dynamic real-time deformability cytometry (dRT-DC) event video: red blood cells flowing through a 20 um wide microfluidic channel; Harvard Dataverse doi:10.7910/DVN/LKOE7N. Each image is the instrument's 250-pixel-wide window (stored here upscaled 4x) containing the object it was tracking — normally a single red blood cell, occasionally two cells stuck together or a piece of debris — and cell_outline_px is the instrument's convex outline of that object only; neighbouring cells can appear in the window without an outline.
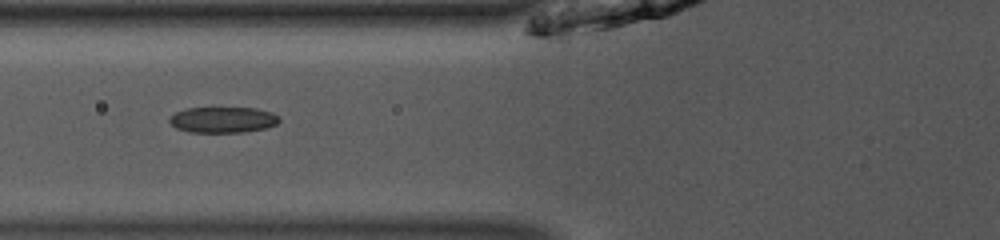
{"species": "common noctule bat (a hibernating species)", "species_latin": "Nyctalus noctula", "temperature_condition": "room temperature", "stored_images_in_passage": 51, "camera_frame_rate_fps": 3000, "um_per_image_px": 0.085, "animal": {"sex": "male", "body_mass_g": 13.0, "forearm_length_mm": 53.1}, "frame": {"image": 1, "passage_image": 21, "time_ms": 6.667, "image_size_px": [1000, 240], "cell_outline_px": [[280, 120], [276, 124], [264, 128], [244, 132], [188, 132], [176, 128], [168, 120], [176, 112], [188, 108], [256, 108], [272, 112]], "centroid_in_image_um": [18.94, 10.18], "position_along_channel_um": 106.9, "area_um2": 16.36}}
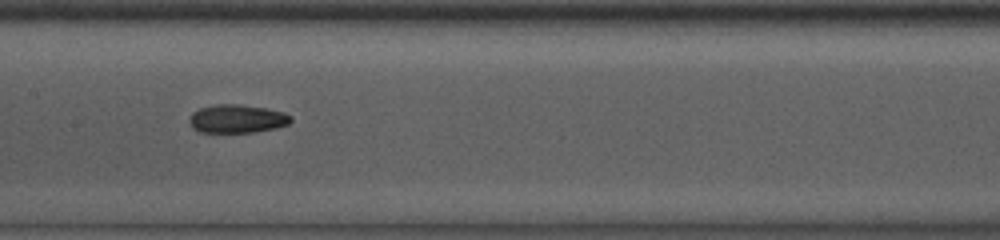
{"frame": {"image": 2, "passage_image": 27, "time_ms": 8.667, "image_size_px": [1000, 240], "cell_outline_px": [[292, 120], [288, 124], [276, 128], [252, 132], [200, 132], [192, 128], [188, 120], [192, 112], [200, 108], [220, 104], [240, 104], [264, 108], [284, 112], [292, 116]], "centroid_in_image_um": [20.14, 10.09], "position_along_channel_um": 187.3, "area_um2": 16.76}}
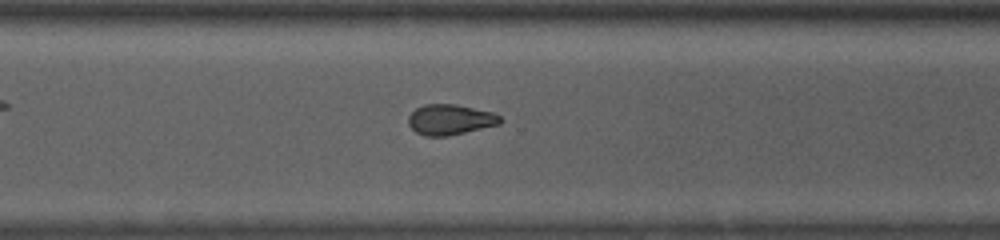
{"frame": {"image": 3, "passage_image": 38, "time_ms": 12.333, "image_size_px": [1000, 240], "cell_outline_px": [[504, 120], [500, 124], [448, 136], [424, 136], [416, 132], [408, 124], [408, 116], [416, 108], [424, 104], [456, 104], [492, 112], [500, 116]], "centroid_in_image_um": [38.26, 10.16], "position_along_channel_um": 332.3, "area_um2": 16.36}, "authors_computed_cell_mechanics": {"area_um2": 16.5886, "velocity_mm_per_s": 3.9759, "shape_relaxation_time_tau1_ms": 4.1229, "shape_relaxation_time_tau2_ms": 3.2868, "deformation_change_tau1": 0.1362, "deformation_change_tau2": 0.0884}}